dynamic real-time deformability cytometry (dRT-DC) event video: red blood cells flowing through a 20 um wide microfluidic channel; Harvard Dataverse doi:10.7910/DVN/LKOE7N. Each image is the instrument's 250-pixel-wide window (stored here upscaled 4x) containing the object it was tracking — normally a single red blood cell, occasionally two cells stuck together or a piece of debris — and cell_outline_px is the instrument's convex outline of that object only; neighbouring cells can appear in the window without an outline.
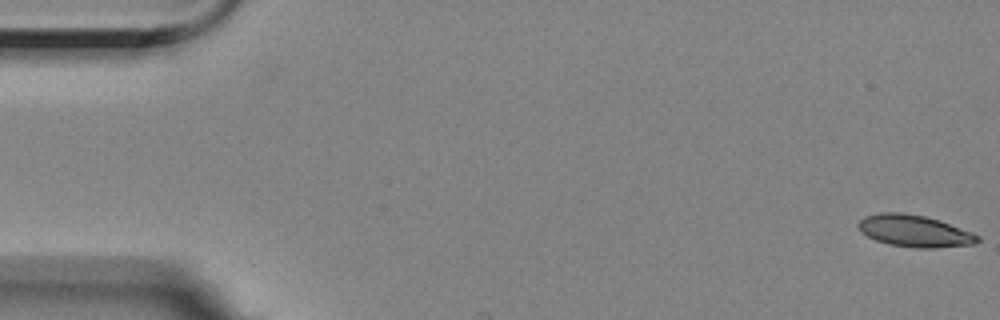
{"species": "Egyptian fruit bat (a non-hibernating species)", "species_latin": "Rousettus aegyptiacus", "temperature_condition": "room temperature", "stored_images_in_passage": 57, "camera_frame_rate_fps": 3000, "um_per_image_px": 0.085, "animal": {"sex": "female"}, "frame": {"image": 1, "passage_image": 1, "time_ms": 0.0, "image_size_px": [1000, 320], "cell_outline_px": [[980, 240], [976, 244], [936, 248], [916, 248], [888, 244], [876, 240], [860, 232], [860, 220], [864, 216], [880, 212], [904, 212], [924, 216], [940, 220], [972, 232], [980, 236]], "centroid_in_image_um": [77.77, 19.63], "position_along_channel_um": 7.2, "area_um2": 22.25}}
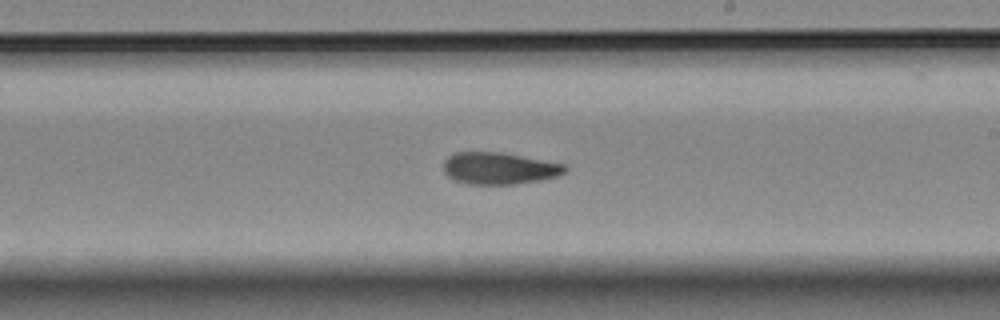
{"frame": {"image": 2, "passage_image": 33, "time_ms": 10.667, "image_size_px": [1000, 320], "cell_outline_px": [[568, 168], [564, 172], [556, 176], [540, 180], [512, 184], [468, 184], [456, 180], [448, 176], [444, 172], [444, 160], [448, 156], [456, 152], [500, 152], [568, 164]], "centroid_in_image_um": [42.44, 14.3], "position_along_channel_um": 246.6, "area_um2": 22.54}}
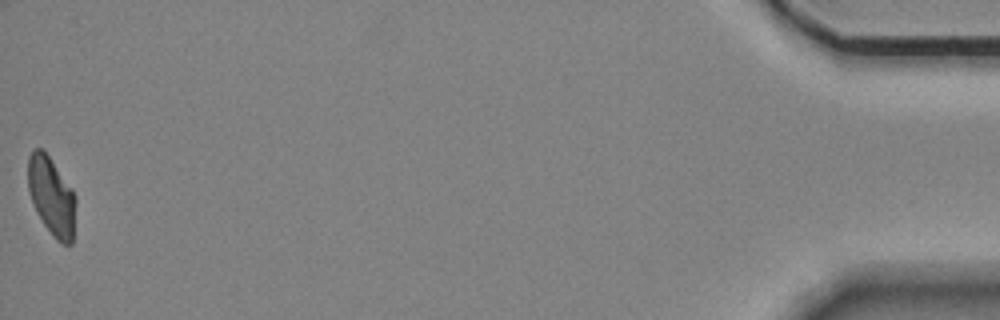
{"frame": {"image": 3, "passage_image": 57, "time_ms": 18.667, "image_size_px": [1000, 320], "cell_outline_px": [[76, 204], [72, 244], [60, 244], [52, 236], [44, 224], [32, 200], [28, 188], [28, 156], [32, 148], [44, 148], [72, 188], [76, 196]], "centroid_in_image_um": [4.4, 16.64], "position_along_channel_um": 430.8, "area_um2": 22.02}, "authors_computed_cell_mechanics": {"area_um2": 22.7154, "velocity_mm_per_s": 3.5048, "shape_relaxation_time_tau1_ms": 11.1008, "shape_relaxation_time_tau2_ms": 4.1844, "deformation_change_tau1": 0.2109, "deformation_change_tau2": 0.1004}}